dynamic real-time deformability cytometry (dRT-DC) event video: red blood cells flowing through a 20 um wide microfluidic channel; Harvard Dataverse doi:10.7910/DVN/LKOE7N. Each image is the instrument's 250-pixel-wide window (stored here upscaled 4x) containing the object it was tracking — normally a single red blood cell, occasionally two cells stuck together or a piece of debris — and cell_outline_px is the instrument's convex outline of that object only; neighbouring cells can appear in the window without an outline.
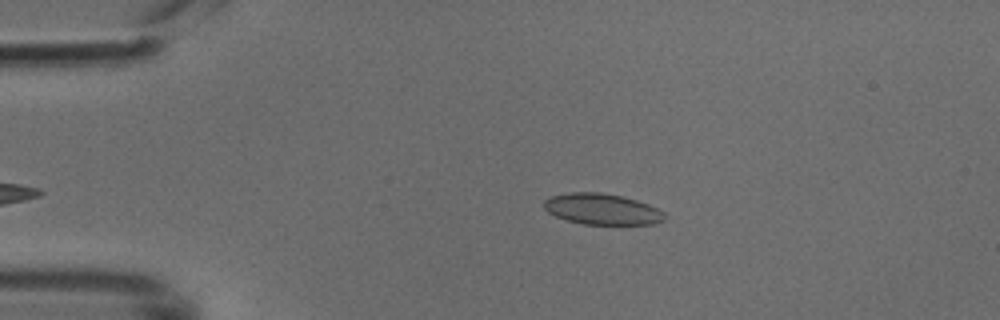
{"species": "common noctule bat (a hibernating species)", "species_latin": "Nyctalus noctula", "temperature_condition": "cold", "stored_images_in_passage": 37, "camera_frame_rate_fps": 3000, "um_per_image_px": 0.085, "animal": {"sex": "male", "body_mass_g": 18.8}, "frame": {"image": 1, "passage_image": 4, "time_ms": 1.0, "image_size_px": [1000, 320], "cell_outline_px": [[668, 216], [664, 220], [656, 224], [584, 224], [568, 220], [556, 216], [548, 212], [544, 208], [544, 200], [552, 196], [568, 192], [600, 192], [624, 196], [648, 204], [664, 212]], "centroid_in_image_um": [51.2, 17.77], "position_along_channel_um": 33.8, "area_um2": 21.85}}
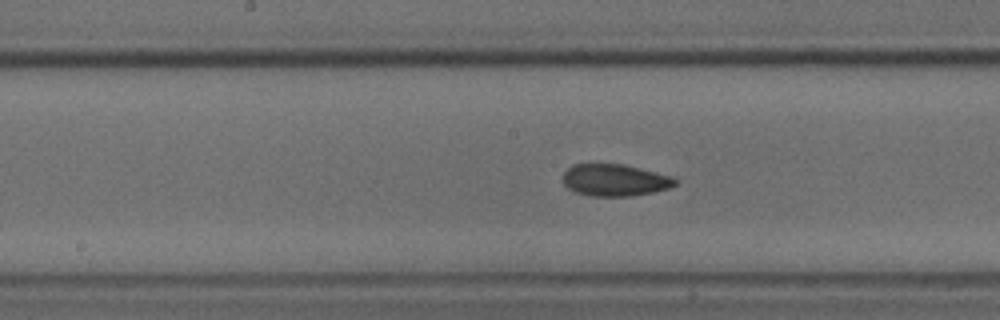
{"frame": {"image": 2, "passage_image": 19, "time_ms": 6.0, "image_size_px": [1000, 320], "cell_outline_px": [[680, 180], [676, 184], [668, 188], [652, 192], [632, 196], [592, 196], [576, 192], [568, 188], [564, 184], [564, 172], [572, 164], [624, 164], [672, 176]], "centroid_in_image_um": [52.28, 15.3], "position_along_channel_um": 195.9, "area_um2": 20.87}}
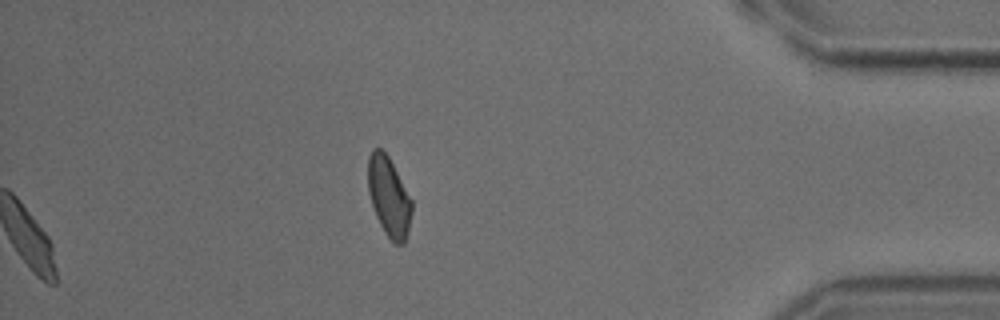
{"frame": {"image": 3, "passage_image": 37, "time_ms": 12.0, "image_size_px": [1000, 320], "cell_outline_px": [[412, 212], [404, 244], [392, 244], [384, 232], [376, 216], [368, 192], [368, 156], [372, 148], [380, 148], [388, 156], [412, 200]], "centroid_in_image_um": [33.04, 16.73], "position_along_channel_um": 402.2, "area_um2": 20.23}}